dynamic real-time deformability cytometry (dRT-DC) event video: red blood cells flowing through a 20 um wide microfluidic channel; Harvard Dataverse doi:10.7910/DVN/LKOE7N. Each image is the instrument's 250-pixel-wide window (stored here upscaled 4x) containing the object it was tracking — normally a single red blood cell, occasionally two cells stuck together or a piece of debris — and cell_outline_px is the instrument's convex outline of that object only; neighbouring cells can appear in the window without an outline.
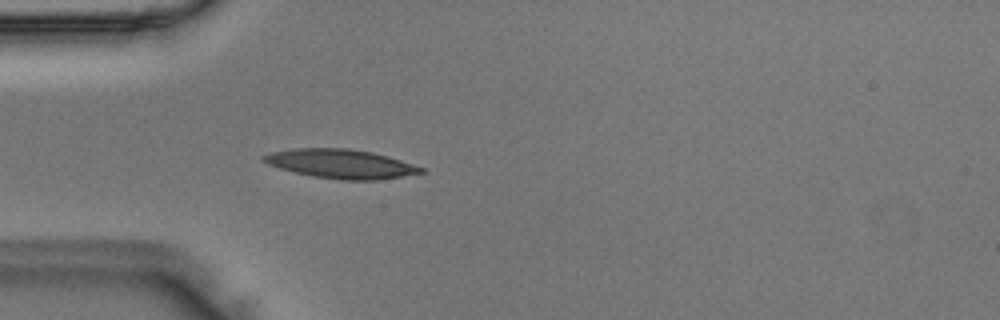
{"species": "Egyptian fruit bat (a non-hibernating species)", "species_latin": "Rousettus aegyptiacus", "temperature_condition": "room temperature", "stored_images_in_passage": 37, "camera_frame_rate_fps": 3000, "um_per_image_px": 0.085, "animal": {"sex": "male"}, "frame": {"image": 1, "passage_image": 1, "time_ms": 0.0, "image_size_px": [1000, 320], "cell_outline_px": [[424, 172], [376, 180], [344, 180], [312, 176], [280, 168], [268, 164], [260, 160], [260, 156], [272, 152], [296, 148], [348, 148], [372, 152], [388, 156], [424, 168]], "centroid_in_image_um": [28.93, 13.91], "position_along_channel_um": 56.1, "area_um2": 26.41}}
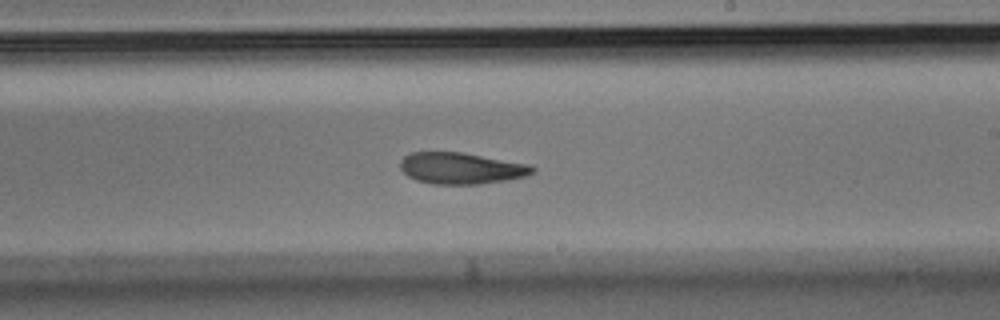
{"frame": {"image": 2, "passage_image": 16, "time_ms": 5.0, "image_size_px": [1000, 320], "cell_outline_px": [[536, 172], [528, 176], [480, 184], [432, 184], [416, 180], [408, 176], [400, 168], [400, 160], [404, 156], [412, 152], [464, 152], [528, 164], [536, 168]], "centroid_in_image_um": [39.21, 14.3], "position_along_channel_um": 249.8, "area_um2": 24.33}}
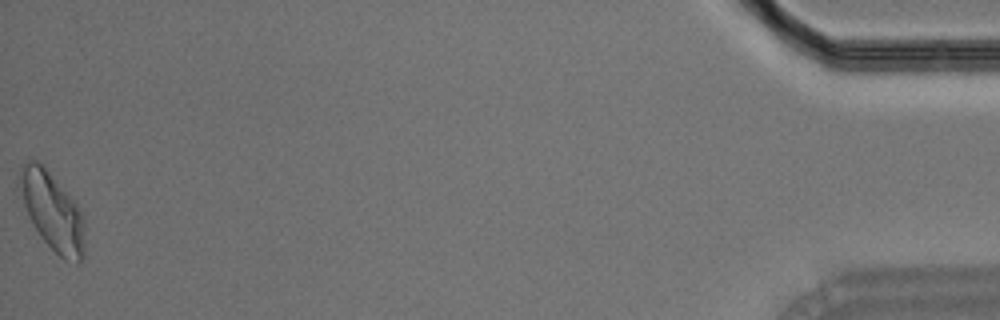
{"frame": {"image": 3, "passage_image": 37, "time_ms": 12.0, "image_size_px": [1000, 320], "cell_outline_px": [[84, 256], [80, 264], [76, 264], [64, 260], [40, 236], [24, 204], [16, 184], [16, 176], [20, 168], [24, 164], [32, 160], [36, 160], [44, 164], [76, 204], [84, 216]], "centroid_in_image_um": [4.44, 17.94], "position_along_channel_um": 430.8, "area_um2": 29.71}}